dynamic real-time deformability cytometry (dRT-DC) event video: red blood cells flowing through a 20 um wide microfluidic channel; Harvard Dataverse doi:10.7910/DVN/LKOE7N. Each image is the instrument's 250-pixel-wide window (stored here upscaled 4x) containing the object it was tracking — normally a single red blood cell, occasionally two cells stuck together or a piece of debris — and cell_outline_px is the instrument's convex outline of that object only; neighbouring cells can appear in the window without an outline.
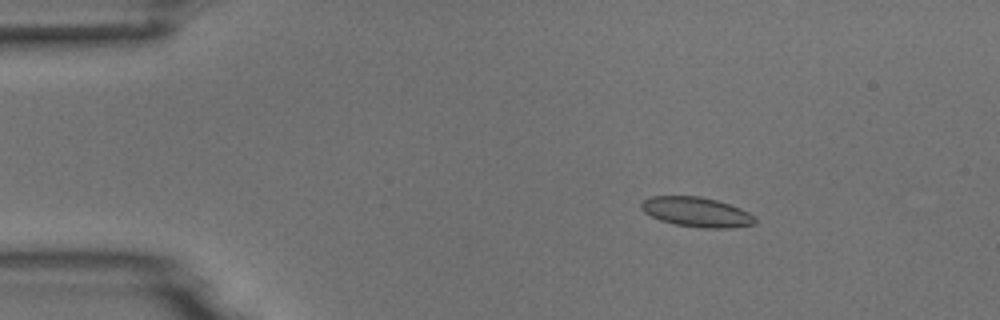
{"species": "common noctule bat (a hibernating species)", "species_latin": "Nyctalus noctula", "temperature_condition": "room temperature", "stored_images_in_passage": 5, "camera_frame_rate_fps": 3000, "um_per_image_px": 0.085, "animal": {"sex": "male", "body_mass_g": 18.8}, "frame": {"image": 1, "passage_image": 3, "time_ms": 2.333, "image_size_px": [1000, 320], "cell_outline_px": [[756, 224], [732, 228], [700, 228], [676, 224], [660, 220], [644, 212], [640, 208], [640, 204], [644, 200], [652, 196], [700, 196], [716, 200], [740, 208], [756, 216]], "centroid_in_image_um": [59.23, 18.03], "position_along_channel_um": 25.8, "area_um2": 19.77}}
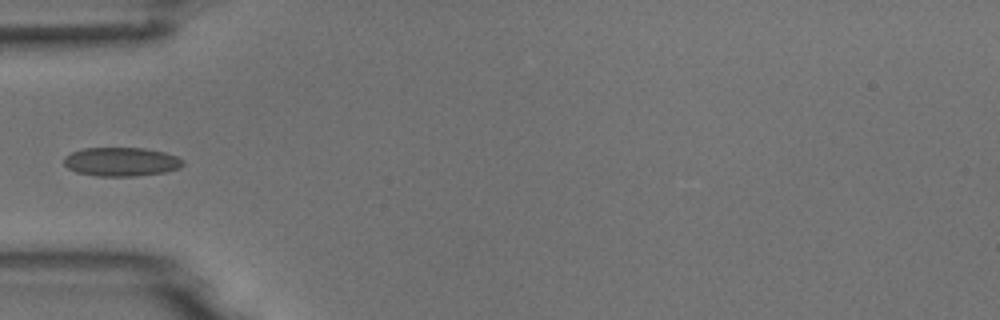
{"frame": {"image": 2, "passage_image": 5, "time_ms": 5.333, "image_size_px": [1000, 320], "cell_outline_px": [[184, 164], [180, 168], [164, 172], [136, 176], [96, 176], [76, 172], [68, 168], [64, 164], [64, 156], [72, 152], [84, 148], [144, 148], [164, 152], [176, 156], [184, 160]], "centroid_in_image_um": [10.31, 13.75], "position_along_channel_um": 74.7, "area_um2": 20.06}}